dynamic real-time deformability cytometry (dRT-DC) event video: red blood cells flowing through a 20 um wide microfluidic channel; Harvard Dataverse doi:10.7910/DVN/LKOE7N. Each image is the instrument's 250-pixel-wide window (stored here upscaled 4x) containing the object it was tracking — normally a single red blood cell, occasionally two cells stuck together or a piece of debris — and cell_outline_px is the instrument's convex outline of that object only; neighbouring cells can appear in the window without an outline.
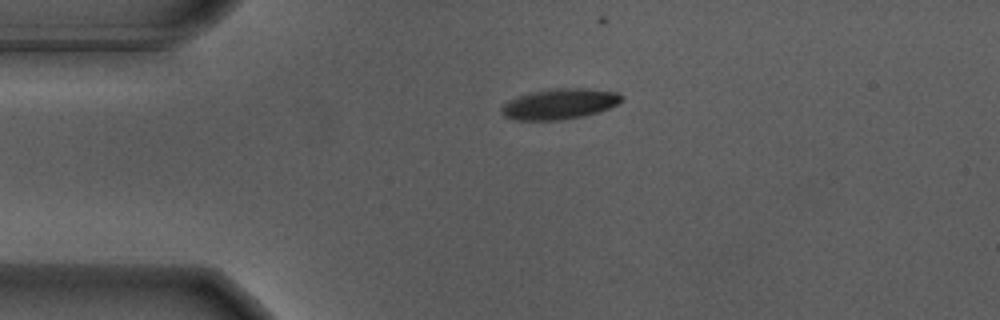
{"species": "Egyptian fruit bat (a non-hibernating species)", "species_latin": "Rousettus aegyptiacus", "temperature_condition": "warm", "stored_images_in_passage": 12, "camera_frame_rate_fps": 3000, "um_per_image_px": 0.085, "animal": {"sex": "male"}, "frame": {"image": 1, "passage_image": 1, "time_ms": 0.0, "image_size_px": [1000, 320], "cell_outline_px": [[624, 100], [608, 108], [584, 116], [560, 120], [516, 120], [504, 116], [500, 112], [500, 108], [508, 100], [516, 96], [532, 92], [556, 88], [580, 88], [616, 92], [624, 96]], "centroid_in_image_um": [47.53, 8.84], "position_along_channel_um": 37.5, "area_um2": 21.33}}
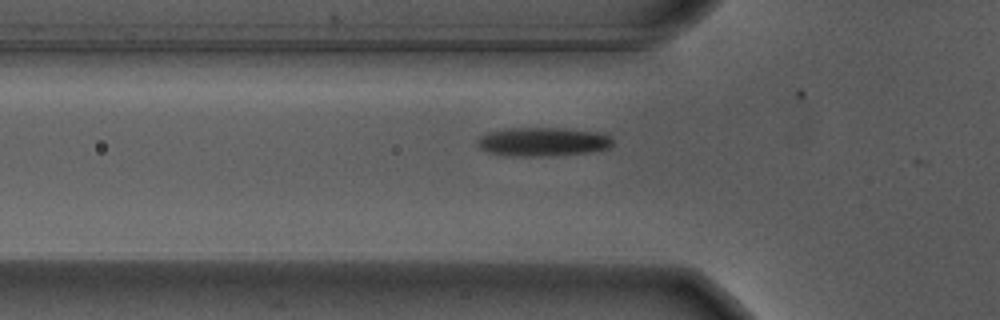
{"frame": {"image": 2, "passage_image": 7, "time_ms": 2.0, "image_size_px": [1000, 320], "cell_outline_px": [[612, 144], [608, 148], [588, 152], [548, 156], [516, 156], [488, 152], [480, 148], [476, 144], [480, 136], [488, 132], [508, 128], [564, 128], [604, 132], [612, 140]], "centroid_in_image_um": [46.15, 12.04], "position_along_channel_um": 79.7, "area_um2": 22.72}}
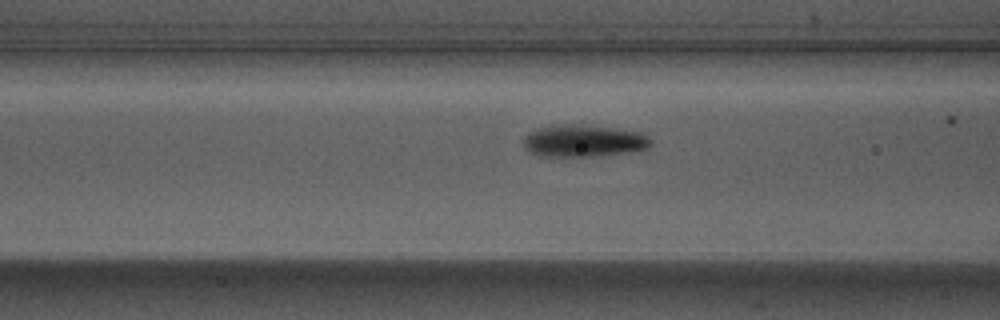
{"frame": {"image": 3, "passage_image": 10, "time_ms": 3.0, "image_size_px": [1000, 320], "cell_outline_px": [[652, 144], [648, 148], [600, 156], [540, 156], [524, 148], [524, 140], [528, 132], [536, 128], [552, 124], [576, 124], [612, 128], [640, 132], [648, 136], [652, 140]], "centroid_in_image_um": [49.58, 11.96], "position_along_channel_um": 117.0, "area_um2": 23.81}}